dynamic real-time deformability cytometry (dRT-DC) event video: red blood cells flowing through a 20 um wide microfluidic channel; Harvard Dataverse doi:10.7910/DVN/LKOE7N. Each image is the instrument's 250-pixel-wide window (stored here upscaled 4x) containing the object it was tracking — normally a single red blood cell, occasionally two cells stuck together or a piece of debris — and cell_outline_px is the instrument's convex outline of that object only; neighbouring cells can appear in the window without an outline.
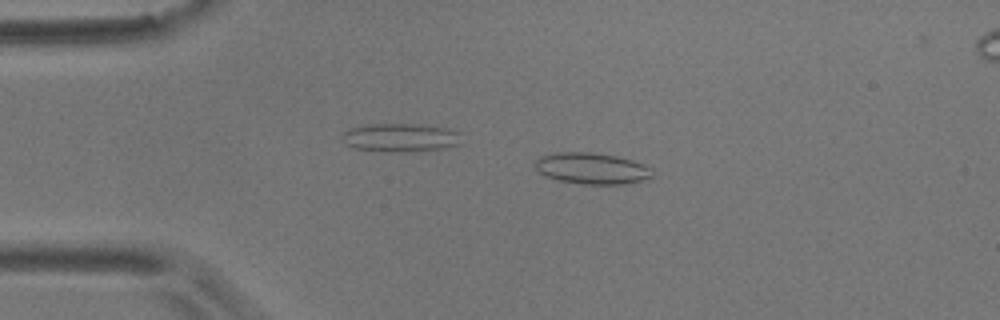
{"species": "common noctule bat (a hibernating species)", "species_latin": "Nyctalus noctula", "temperature_condition": "room temperature", "stored_images_in_passage": 56, "camera_frame_rate_fps": 3000, "um_per_image_px": 0.085, "animal": {"sex": "male", "body_mass_g": 17.9}, "frame": {"image": 1, "passage_image": 11, "time_ms": 3.333, "image_size_px": [1000, 320], "cell_outline_px": [[652, 176], [644, 180], [624, 184], [584, 184], [556, 180], [544, 176], [536, 168], [536, 160], [540, 156], [560, 152], [592, 152], [616, 156], [632, 160], [644, 164], [652, 168]], "centroid_in_image_um": [50.32, 14.32], "position_along_channel_um": 34.7, "area_um2": 21.39}}
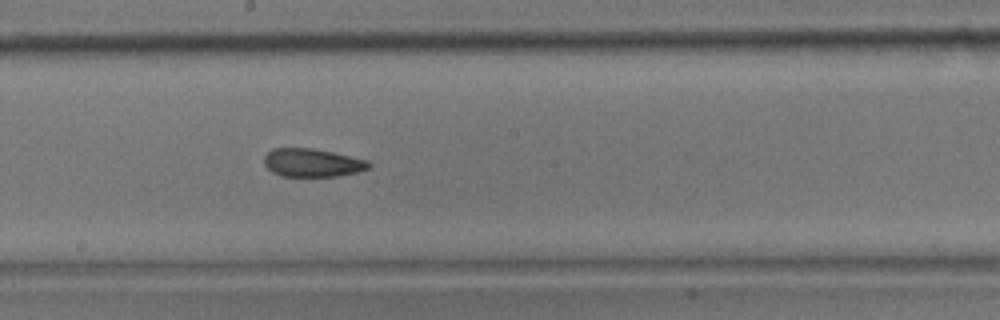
{"frame": {"image": 2, "passage_image": 30, "time_ms": 9.667, "image_size_px": [1000, 320], "cell_outline_px": [[372, 164], [368, 168], [356, 172], [336, 176], [280, 176], [272, 172], [264, 164], [264, 156], [272, 148], [312, 148], [332, 152], [368, 160]], "centroid_in_image_um": [26.52, 13.83], "position_along_channel_um": 221.7, "area_um2": 17.17}}
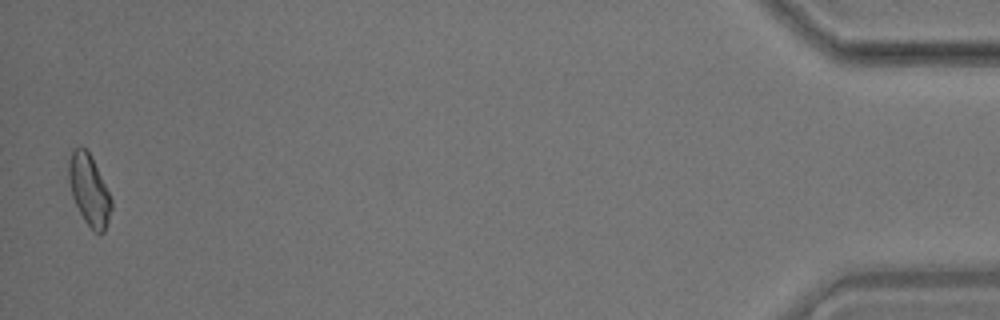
{"frame": {"image": 3, "passage_image": 55, "time_ms": 18.0, "image_size_px": [1000, 320], "cell_outline_px": [[112, 208], [104, 232], [100, 236], [84, 220], [72, 196], [68, 180], [68, 160], [72, 152], [76, 148], [84, 148], [92, 156], [112, 200]], "centroid_in_image_um": [7.57, 16.16], "position_along_channel_um": 427.6, "area_um2": 17.4}, "authors_computed_cell_mechanics": {"area_um2": 17.9469, "velocity_mm_per_s": 3.5421, "shape_relaxation_time_tau1_ms": null, "shape_relaxation_time_tau2_ms": 1.6791, "deformation_change_tau1": null, "deformation_change_tau2": 0.0796}}